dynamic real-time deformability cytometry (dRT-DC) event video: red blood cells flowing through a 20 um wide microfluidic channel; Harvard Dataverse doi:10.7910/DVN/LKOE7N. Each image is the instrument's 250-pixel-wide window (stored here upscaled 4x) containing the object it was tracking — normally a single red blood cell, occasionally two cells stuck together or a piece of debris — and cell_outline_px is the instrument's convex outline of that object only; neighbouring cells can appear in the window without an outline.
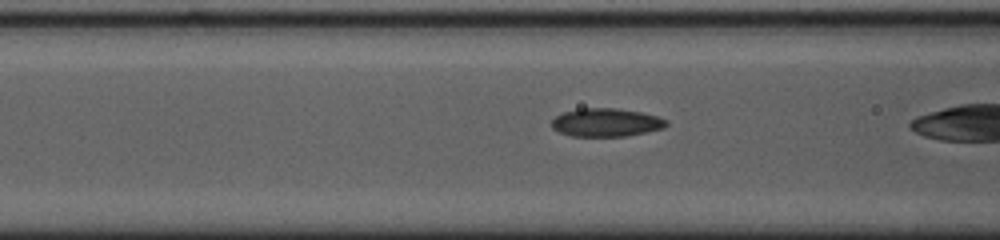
{"species": "common noctule bat (a hibernating species)", "species_latin": "Nyctalus noctula", "temperature_condition": "cold", "stored_images_in_passage": 40, "camera_frame_rate_fps": 3000, "um_per_image_px": 0.085, "animal": {"sex": "female", "body_mass_g": 23.0, "forearm_length_mm": 53.4}, "frame": {"image": 1, "passage_image": 19, "time_ms": 6.0, "image_size_px": [1000, 240], "cell_outline_px": [[668, 124], [664, 128], [624, 136], [572, 136], [560, 132], [552, 128], [552, 120], [556, 116], [564, 112], [580, 108], [616, 108], [640, 112], [656, 116], [668, 120]], "centroid_in_image_um": [51.52, 10.4], "position_along_channel_um": 115.1, "area_um2": 18.73}}
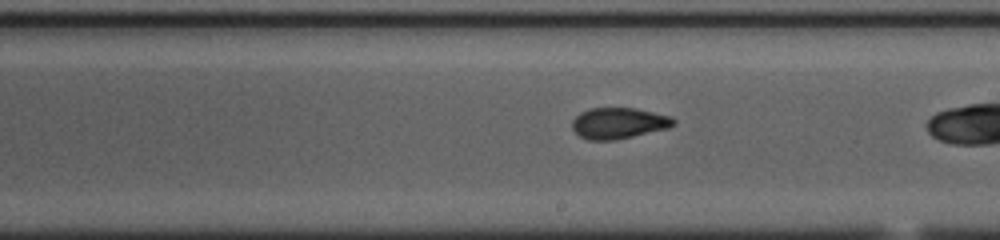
{"frame": {"image": 2, "passage_image": 29, "time_ms": 9.333, "image_size_px": [1000, 240], "cell_outline_px": [[676, 124], [668, 128], [616, 140], [588, 140], [580, 136], [572, 128], [572, 120], [580, 112], [588, 108], [636, 108], [672, 116], [676, 120]], "centroid_in_image_um": [52.6, 10.46], "position_along_channel_um": 236.4, "area_um2": 18.5}}
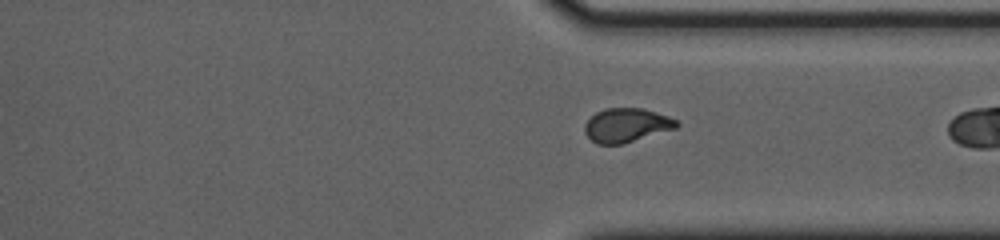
{"frame": {"image": 3, "passage_image": 39, "time_ms": 12.667, "image_size_px": [1000, 240], "cell_outline_px": [[680, 124], [676, 128], [624, 144], [596, 144], [584, 132], [584, 124], [596, 112], [604, 108], [644, 108], [668, 116], [676, 120]], "centroid_in_image_um": [53.25, 10.64], "position_along_channel_um": 358.2, "area_um2": 18.26}}